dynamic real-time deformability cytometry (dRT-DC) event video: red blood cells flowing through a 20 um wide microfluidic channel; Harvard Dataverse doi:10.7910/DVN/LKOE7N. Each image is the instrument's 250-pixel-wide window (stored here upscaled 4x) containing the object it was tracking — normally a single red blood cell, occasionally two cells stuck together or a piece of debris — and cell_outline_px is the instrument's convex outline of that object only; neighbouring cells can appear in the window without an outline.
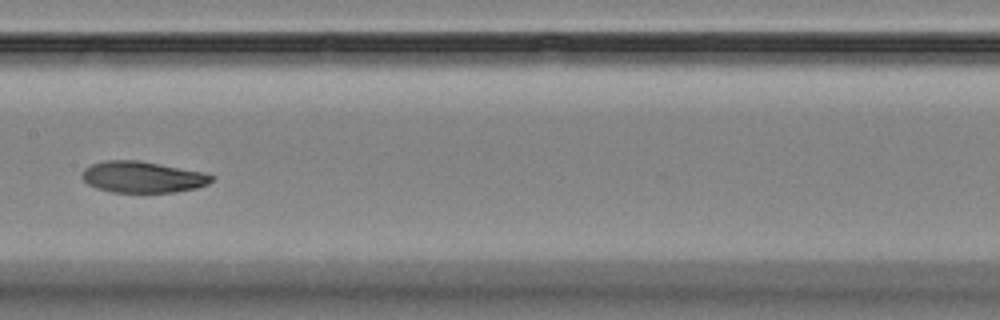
{"species": "Egyptian fruit bat (a non-hibernating species)", "species_latin": "Rousettus aegyptiacus", "temperature_condition": "room temperature", "stored_images_in_passage": 10, "segment_of_instrument_passage": [1, 2], "camera_frame_rate_fps": 3000, "um_per_image_px": 0.085, "animal": {"sex": "female"}, "frame": {"image": 1, "passage_image": 9, "time_ms": 9.333, "image_size_px": [1000, 320], "cell_outline_px": [[216, 176], [208, 184], [196, 188], [176, 192], [112, 192], [96, 188], [88, 184], [80, 176], [84, 168], [92, 164], [104, 160], [136, 160], [200, 172]], "centroid_in_image_um": [12.07, 15.05], "position_along_channel_um": 195.3, "area_um2": 23.41}}